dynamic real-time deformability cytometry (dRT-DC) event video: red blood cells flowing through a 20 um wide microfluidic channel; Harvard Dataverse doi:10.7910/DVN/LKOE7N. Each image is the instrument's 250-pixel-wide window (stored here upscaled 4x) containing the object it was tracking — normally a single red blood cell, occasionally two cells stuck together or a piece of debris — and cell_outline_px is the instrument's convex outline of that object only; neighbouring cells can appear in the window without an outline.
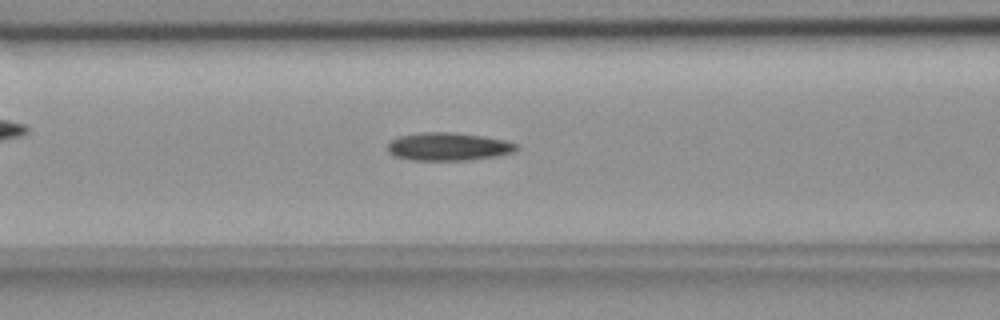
{"species": "common noctule bat (a hibernating species)", "species_latin": "Nyctalus noctula", "temperature_condition": "room temperature", "stored_images_in_passage": 45, "camera_frame_rate_fps": 3000, "um_per_image_px": 0.085, "animal": {"sex": "female", "body_mass_g": 18.4}, "frame": {"image": 1, "passage_image": 12, "time_ms": 3.667, "image_size_px": [1000, 320], "cell_outline_px": [[520, 148], [512, 152], [496, 156], [468, 160], [412, 160], [396, 156], [388, 152], [388, 144], [392, 140], [400, 136], [420, 132], [452, 132], [484, 136], [504, 140], [520, 144]], "centroid_in_image_um": [38.14, 12.45], "position_along_channel_um": 128.5, "area_um2": 21.04}}
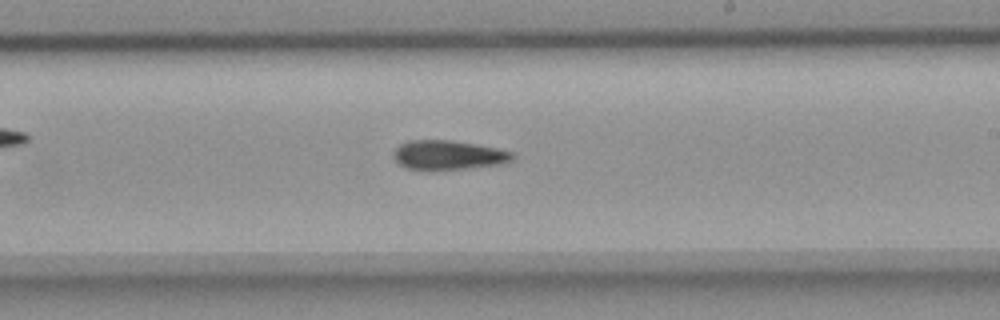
{"frame": {"image": 2, "passage_image": 22, "time_ms": 7.0, "image_size_px": [1000, 320], "cell_outline_px": [[516, 156], [512, 160], [504, 164], [432, 172], [428, 172], [404, 168], [392, 156], [392, 152], [400, 144], [408, 140], [448, 140], [476, 144], [516, 152]], "centroid_in_image_um": [38.1, 13.21], "position_along_channel_um": 250.9, "area_um2": 21.1}}
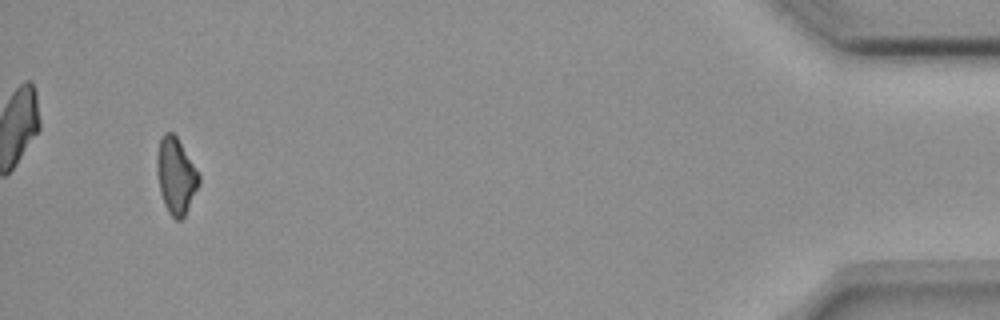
{"frame": {"image": 3, "passage_image": 42, "time_ms": 13.667, "image_size_px": [1000, 320], "cell_outline_px": [[200, 184], [184, 216], [180, 220], [176, 220], [168, 212], [164, 204], [160, 192], [156, 168], [156, 156], [160, 136], [164, 132], [172, 132], [176, 136], [200, 172]], "centroid_in_image_um": [14.95, 14.91], "position_along_channel_um": 420.2, "area_um2": 18.9}}